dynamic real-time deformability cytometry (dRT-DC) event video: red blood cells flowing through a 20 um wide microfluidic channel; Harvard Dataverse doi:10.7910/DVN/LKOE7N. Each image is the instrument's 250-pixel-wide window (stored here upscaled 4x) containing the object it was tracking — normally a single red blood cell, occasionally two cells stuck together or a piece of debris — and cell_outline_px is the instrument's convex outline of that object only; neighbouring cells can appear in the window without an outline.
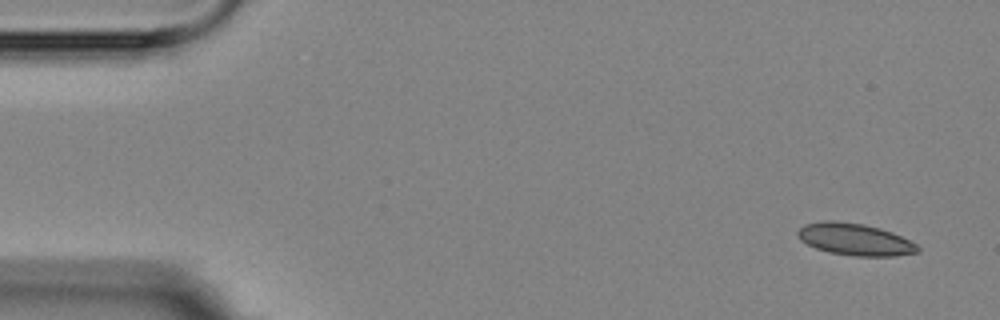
{"species": "Egyptian fruit bat (a non-hibernating species)", "species_latin": "Rousettus aegyptiacus", "temperature_condition": "room temperature", "stored_images_in_passage": 4, "camera_frame_rate_fps": 3000, "um_per_image_px": 0.085, "animal": {"sex": "female"}, "frame": {"image": 1, "passage_image": 1, "time_ms": 0.0, "image_size_px": [1000, 320], "cell_outline_px": [[920, 252], [896, 256], [856, 256], [828, 252], [816, 248], [800, 240], [796, 232], [804, 224], [820, 220], [836, 220], [864, 224], [880, 228], [892, 232], [916, 244], [920, 248]], "centroid_in_image_um": [72.65, 20.34], "position_along_channel_um": 12.3, "area_um2": 22.48}}